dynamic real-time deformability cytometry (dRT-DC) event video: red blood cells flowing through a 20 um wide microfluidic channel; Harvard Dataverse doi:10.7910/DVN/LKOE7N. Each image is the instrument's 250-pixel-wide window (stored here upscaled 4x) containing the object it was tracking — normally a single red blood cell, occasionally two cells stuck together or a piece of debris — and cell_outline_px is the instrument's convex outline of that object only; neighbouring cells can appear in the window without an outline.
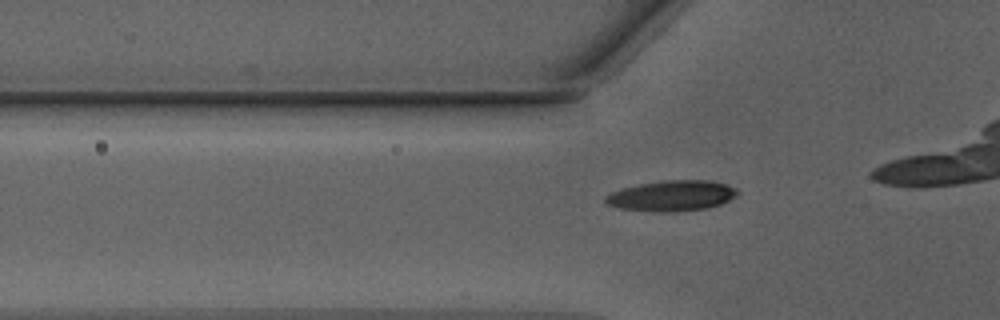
{"species": "Egyptian fruit bat (a non-hibernating species)", "species_latin": "Rousettus aegyptiacus", "temperature_condition": "warm", "stored_images_in_passage": 8, "camera_frame_rate_fps": 3000, "um_per_image_px": 0.085, "animal": {"sex": "male"}, "frame": {"image": 1, "passage_image": 3, "time_ms": 0.667, "image_size_px": [1000, 320], "cell_outline_px": [[740, 192], [736, 196], [720, 204], [708, 208], [676, 212], [656, 212], [616, 208], [604, 204], [604, 196], [612, 192], [624, 188], [640, 184], [664, 180], [708, 180], [724, 184]], "centroid_in_image_um": [57.04, 16.66], "position_along_channel_um": 68.8, "area_um2": 23.58}}
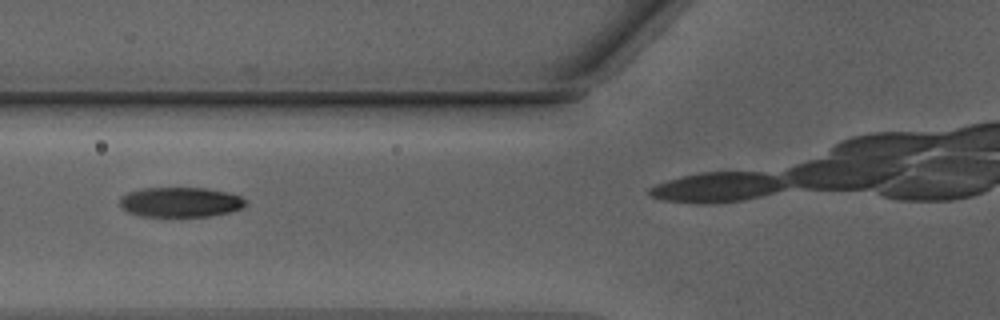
{"frame": {"image": 2, "passage_image": 6, "time_ms": 1.667, "image_size_px": [1000, 320], "cell_outline_px": [[248, 204], [240, 208], [228, 212], [208, 216], [140, 216], [128, 212], [120, 204], [120, 196], [128, 192], [144, 188], [204, 188], [228, 192], [240, 196], [248, 200]], "centroid_in_image_um": [15.34, 17.17], "position_along_channel_um": 110.5, "area_um2": 21.85}}